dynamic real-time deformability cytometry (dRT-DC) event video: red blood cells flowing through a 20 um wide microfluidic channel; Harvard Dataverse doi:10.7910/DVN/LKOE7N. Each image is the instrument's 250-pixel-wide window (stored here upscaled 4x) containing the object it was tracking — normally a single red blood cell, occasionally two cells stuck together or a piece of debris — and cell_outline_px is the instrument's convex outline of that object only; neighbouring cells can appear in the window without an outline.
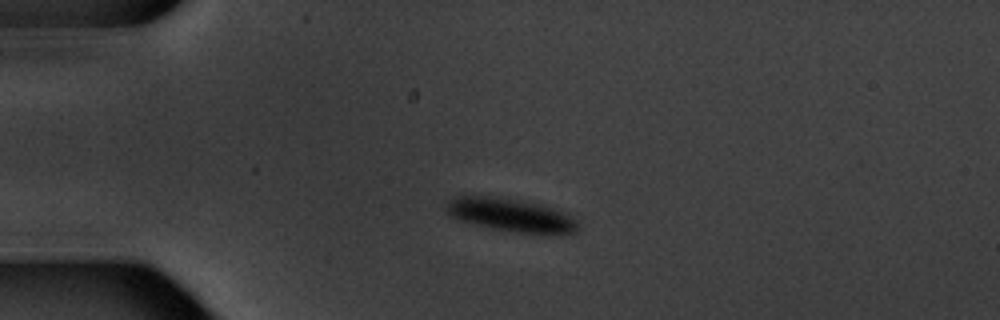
{"species": "common noctule bat (a hibernating species)", "species_latin": "Nyctalus noctula", "temperature_condition": "warm", "stored_images_in_passage": 5, "camera_frame_rate_fps": 3000, "um_per_image_px": 0.085, "animal": {"sex": "male", "body_mass_g": 20.1, "forearm_length_mm": 53.5}, "frame": {"image": 1, "passage_image": 3, "time_ms": 3.0, "image_size_px": [1000, 320], "cell_outline_px": [[580, 228], [576, 232], [552, 236], [544, 236], [512, 232], [492, 228], [456, 220], [448, 212], [448, 200], [460, 196], [488, 196], [520, 200], [552, 208], [564, 212], [576, 220]], "centroid_in_image_um": [43.51, 18.33], "position_along_channel_um": 41.5, "area_um2": 25.78}}
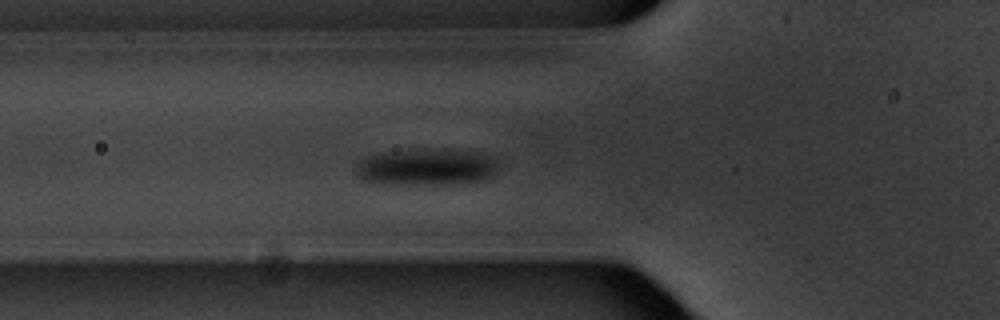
{"frame": {"image": 2, "passage_image": 5, "time_ms": 5.333, "image_size_px": [1000, 320], "cell_outline_px": [[496, 164], [492, 176], [488, 180], [440, 184], [408, 184], [364, 180], [356, 172], [356, 168], [360, 160], [368, 156], [392, 152], [448, 148], [480, 152], [488, 156]], "centroid_in_image_um": [36.3, 14.19], "position_along_channel_um": 89.5, "area_um2": 29.65}}